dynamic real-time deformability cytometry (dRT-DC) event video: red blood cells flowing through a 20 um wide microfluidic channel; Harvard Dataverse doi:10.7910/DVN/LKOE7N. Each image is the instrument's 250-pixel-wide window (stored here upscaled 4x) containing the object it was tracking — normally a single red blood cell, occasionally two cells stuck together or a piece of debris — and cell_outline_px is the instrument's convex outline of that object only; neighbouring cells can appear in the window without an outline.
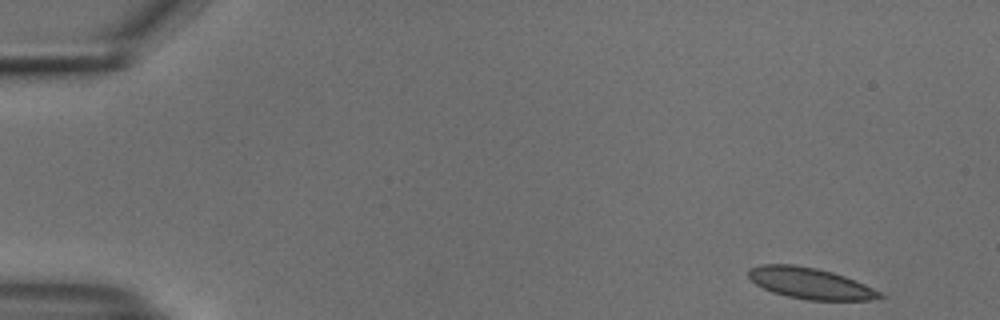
{"species": "common noctule bat (a hibernating species)", "species_latin": "Nyctalus noctula", "temperature_condition": "cold", "stored_images_in_passage": 10, "camera_frame_rate_fps": 3000, "um_per_image_px": 0.085, "animal": {"sex": "male", "body_mass_g": 18.8}, "frame": {"image": 1, "passage_image": 1, "time_ms": 0.0, "image_size_px": [1000, 320], "cell_outline_px": [[884, 296], [868, 300], [808, 300], [788, 296], [772, 292], [756, 284], [748, 276], [748, 268], [760, 264], [792, 264], [816, 268], [832, 272], [856, 280], [880, 292]], "centroid_in_image_um": [68.83, 24.07], "position_along_channel_um": 16.2, "area_um2": 23.64}}